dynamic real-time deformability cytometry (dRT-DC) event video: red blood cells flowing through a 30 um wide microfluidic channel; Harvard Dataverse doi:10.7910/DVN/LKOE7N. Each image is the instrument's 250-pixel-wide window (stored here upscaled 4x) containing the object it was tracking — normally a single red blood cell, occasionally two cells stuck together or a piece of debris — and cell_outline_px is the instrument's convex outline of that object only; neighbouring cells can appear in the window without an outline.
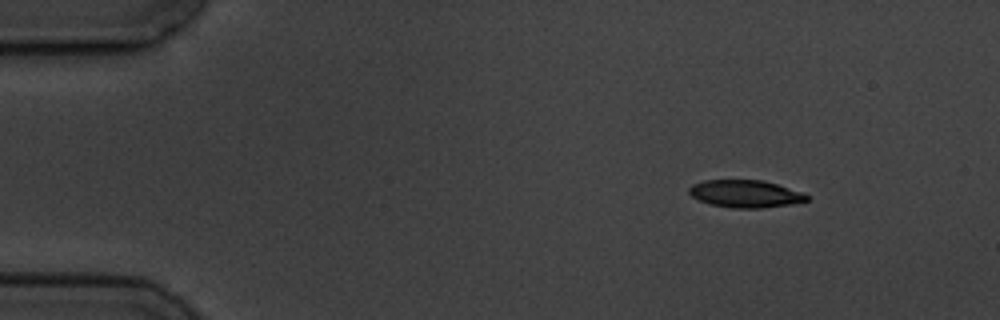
{"species": "common noctule bat (a hibernating species)", "species_latin": "Nyctalus noctula", "temperature_condition": "cold", "stored_images_in_passage": 5, "camera_frame_rate_fps": 3000, "um_per_image_px": 0.085, "animal": {"sex": "male", "body_mass_g": 19.5, "forearm_length_mm": 54.6}, "frame": {"image": 1, "passage_image": 1, "time_ms": 0.0, "image_size_px": [1000, 320], "cell_outline_px": [[808, 200], [788, 204], [760, 208], [732, 208], [712, 204], [700, 200], [692, 196], [688, 192], [688, 188], [692, 184], [704, 180], [764, 180], [804, 192], [808, 196]], "centroid_in_image_um": [63.35, 16.46], "position_along_channel_um": 21.7, "area_um2": 18.73}}
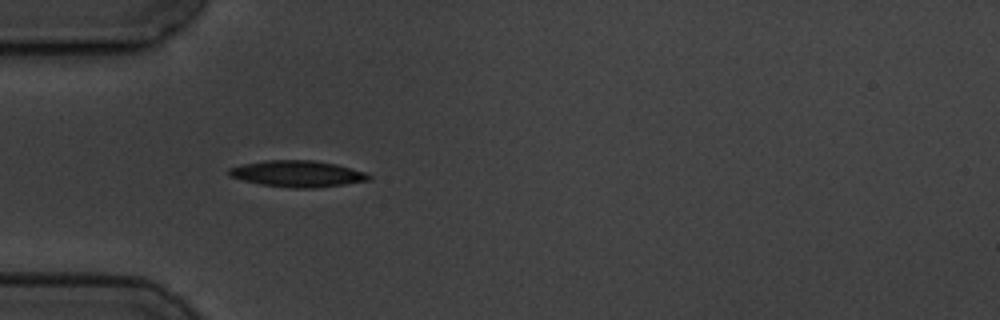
{"frame": {"image": 2, "passage_image": 4, "time_ms": 3.333, "image_size_px": [1000, 320], "cell_outline_px": [[372, 180], [344, 184], [312, 188], [296, 188], [260, 184], [228, 176], [228, 168], [240, 164], [264, 160], [312, 160], [336, 164], [352, 168], [364, 172], [372, 176]], "centroid_in_image_um": [25.27, 14.76], "position_along_channel_um": 59.7, "area_um2": 21.5}}
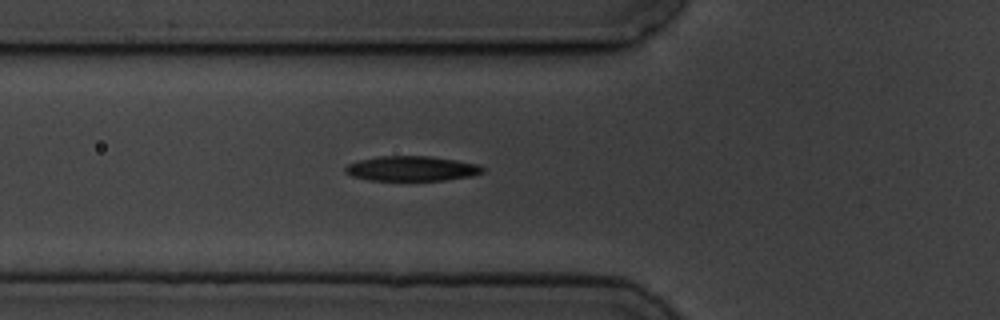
{"frame": {"image": 3, "passage_image": 5, "time_ms": 4.333, "image_size_px": [1000, 320], "cell_outline_px": [[484, 172], [468, 176], [444, 180], [368, 180], [352, 176], [344, 172], [344, 168], [348, 164], [360, 160], [380, 156], [428, 156], [456, 160], [480, 164], [484, 168]], "centroid_in_image_um": [34.98, 14.32], "position_along_channel_um": 90.8, "area_um2": 19.83}}